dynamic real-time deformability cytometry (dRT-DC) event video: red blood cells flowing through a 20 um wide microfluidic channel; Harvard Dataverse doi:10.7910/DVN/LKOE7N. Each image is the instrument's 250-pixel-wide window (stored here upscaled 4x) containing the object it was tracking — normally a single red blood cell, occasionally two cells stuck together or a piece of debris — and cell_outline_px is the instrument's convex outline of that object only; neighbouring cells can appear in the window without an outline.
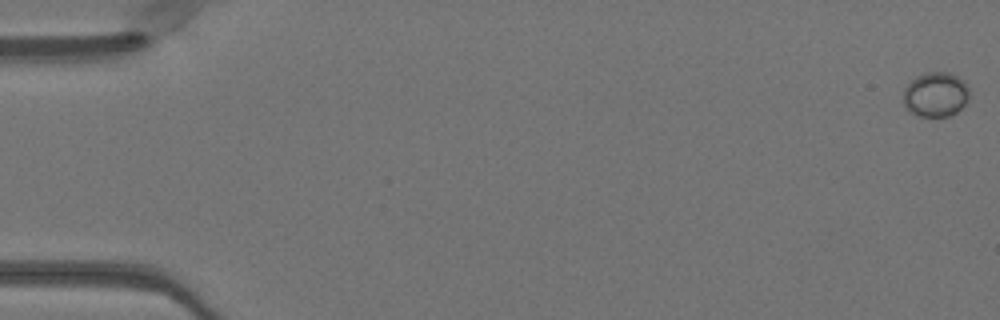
{"species": "Egyptian fruit bat (a non-hibernating species)", "species_latin": "Rousettus aegyptiacus", "temperature_condition": "warm", "stored_images_in_passage": 51, "camera_frame_rate_fps": 3000, "um_per_image_px": 0.085, "animal": {"sex": "female"}, "frame": {"image": 1, "passage_image": 1, "time_ms": 0.0, "image_size_px": [1000, 320], "cell_outline_px": [[968, 100], [956, 112], [948, 116], [920, 116], [912, 112], [904, 104], [904, 88], [916, 76], [924, 72], [948, 72], [964, 80], [968, 88]], "centroid_in_image_um": [79.53, 8.01], "position_along_channel_um": 5.5, "area_um2": 16.99}}
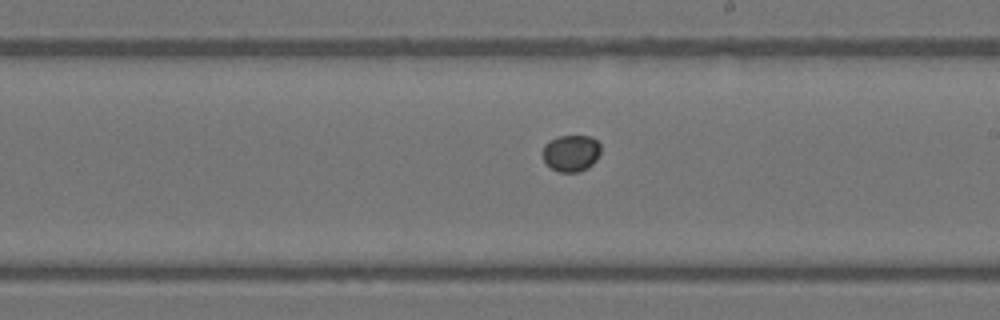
{"frame": {"image": 2, "passage_image": 30, "time_ms": 9.667, "image_size_px": [1000, 320], "cell_outline_px": [[600, 152], [596, 160], [588, 168], [580, 172], [556, 172], [544, 160], [544, 144], [548, 140], [560, 136], [592, 136], [600, 144]], "centroid_in_image_um": [48.56, 13.01], "position_along_channel_um": 240.4, "area_um2": 12.43}}
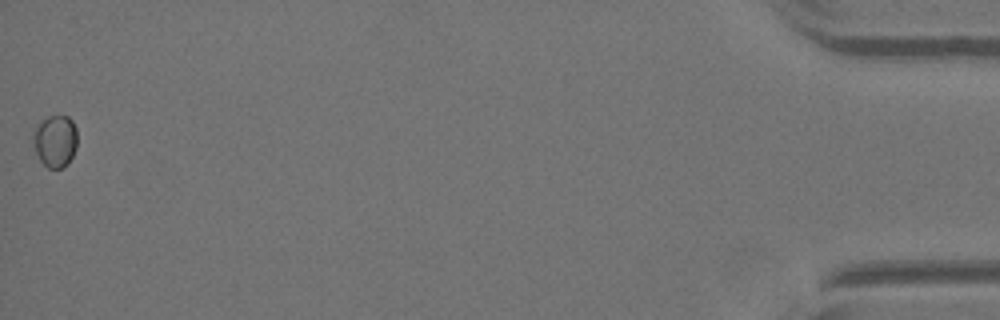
{"frame": {"image": 3, "passage_image": 51, "time_ms": 16.667, "image_size_px": [1000, 320], "cell_outline_px": [[76, 148], [68, 164], [60, 168], [48, 168], [40, 160], [36, 152], [32, 140], [32, 128], [48, 116], [68, 116], [72, 120], [76, 128]], "centroid_in_image_um": [4.67, 11.97], "position_along_channel_um": 430.5, "area_um2": 13.53}}